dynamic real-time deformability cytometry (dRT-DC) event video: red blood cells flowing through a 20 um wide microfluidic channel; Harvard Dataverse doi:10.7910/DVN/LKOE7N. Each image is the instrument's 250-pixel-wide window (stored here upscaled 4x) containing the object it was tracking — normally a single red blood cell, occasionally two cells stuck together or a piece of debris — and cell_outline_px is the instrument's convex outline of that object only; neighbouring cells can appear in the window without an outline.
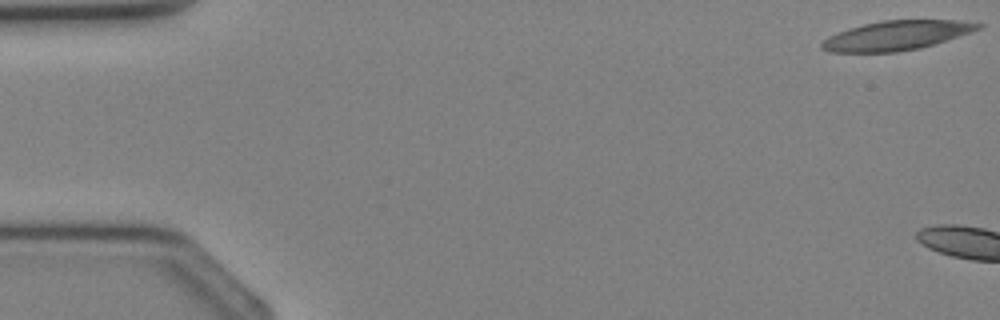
{"species": "Egyptian fruit bat (a non-hibernating species)", "species_latin": "Rousettus aegyptiacus", "temperature_condition": "cold", "stored_images_in_passage": 4, "camera_frame_rate_fps": 3000, "um_per_image_px": 0.085, "animal": {"sex": "female"}, "frame": {"image": 1, "passage_image": 1, "time_ms": 0.0, "image_size_px": [1000, 320], "cell_outline_px": [[984, 24], [980, 28], [920, 48], [896, 52], [828, 52], [820, 48], [820, 44], [828, 36], [864, 24], [880, 20], [960, 20]], "centroid_in_image_um": [76.15, 3.01], "position_along_channel_um": 8.9, "area_um2": 26.3}}